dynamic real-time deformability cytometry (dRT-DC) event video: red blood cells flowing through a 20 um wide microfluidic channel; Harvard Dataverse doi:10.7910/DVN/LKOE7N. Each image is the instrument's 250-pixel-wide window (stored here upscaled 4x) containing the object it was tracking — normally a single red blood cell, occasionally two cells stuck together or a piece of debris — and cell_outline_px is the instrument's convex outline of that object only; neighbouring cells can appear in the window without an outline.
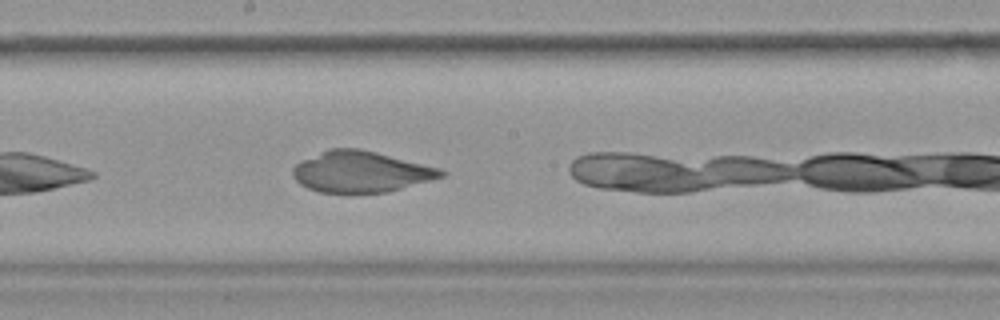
{"species": "common noctule bat (a hibernating species)", "species_latin": "Nyctalus noctula", "temperature_condition": "warm", "stored_images_in_passage": 12, "camera_frame_rate_fps": 3000, "um_per_image_px": 0.085, "animal": {"sex": "female", "body_mass_g": 19.9}, "frame": {"image": 1, "passage_image": 9, "time_ms": 2.667, "image_size_px": [1000, 320], "cell_outline_px": [[392, 188], [376, 192], [328, 192], [312, 188], [304, 184], [296, 176], [296, 168], [300, 164], [308, 164], [392, 184]], "centroid_in_image_um": [28.67, 15.35], "position_along_channel_um": 219.5, "area_um2": 11.79}}